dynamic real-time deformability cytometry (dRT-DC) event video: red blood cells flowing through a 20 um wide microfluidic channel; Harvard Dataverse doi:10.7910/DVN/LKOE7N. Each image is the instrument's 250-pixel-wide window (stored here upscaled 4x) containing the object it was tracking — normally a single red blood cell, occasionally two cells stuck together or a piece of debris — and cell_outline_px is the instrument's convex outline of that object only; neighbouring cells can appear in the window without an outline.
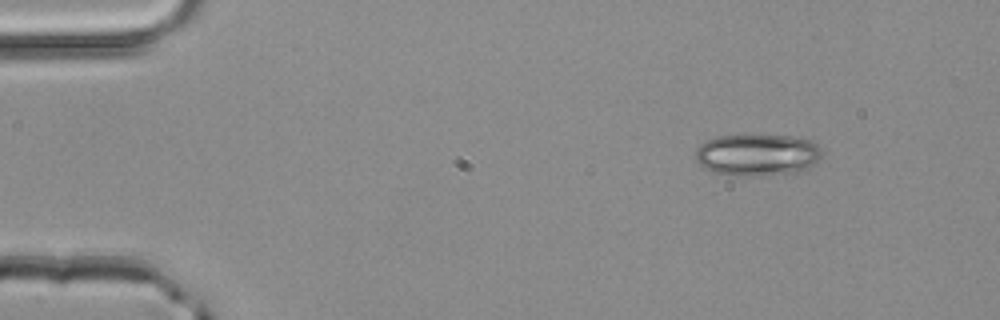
{"species": "common noctule bat (a hibernating species)", "species_latin": "Nyctalus noctula", "temperature_condition": "room temperature", "stored_images_in_passage": 4, "camera_frame_rate_fps": 3000, "um_per_image_px": 0.085, "animal": {"sex": "male", "body_mass_g": 20.4}, "frame": {"image": 1, "passage_image": 1, "time_ms": 0.0, "image_size_px": [1000, 320], "cell_outline_px": [[824, 152], [808, 168], [796, 172], [752, 176], [728, 176], [712, 172], [700, 164], [696, 160], [696, 148], [700, 144], [708, 140], [720, 136], [744, 132], [792, 136], [812, 140]], "centroid_in_image_um": [64.34, 13.12], "position_along_channel_um": 20.7, "area_um2": 31.73}}
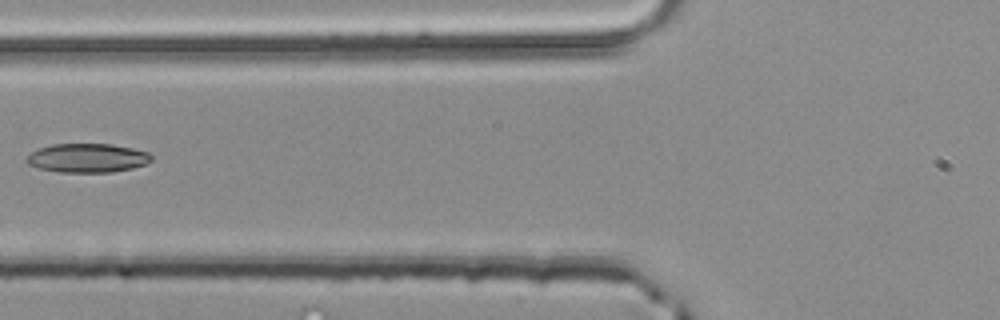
{"frame": {"image": 2, "passage_image": 4, "time_ms": 1.0, "image_size_px": [1000, 320], "cell_outline_px": [[152, 160], [148, 164], [132, 168], [112, 172], [60, 172], [40, 168], [28, 164], [24, 160], [32, 152], [40, 148], [52, 144], [112, 144], [132, 148], [148, 152], [152, 156]], "centroid_in_image_um": [7.46, 13.43], "position_along_channel_um": 118.3, "area_um2": 21.04}}